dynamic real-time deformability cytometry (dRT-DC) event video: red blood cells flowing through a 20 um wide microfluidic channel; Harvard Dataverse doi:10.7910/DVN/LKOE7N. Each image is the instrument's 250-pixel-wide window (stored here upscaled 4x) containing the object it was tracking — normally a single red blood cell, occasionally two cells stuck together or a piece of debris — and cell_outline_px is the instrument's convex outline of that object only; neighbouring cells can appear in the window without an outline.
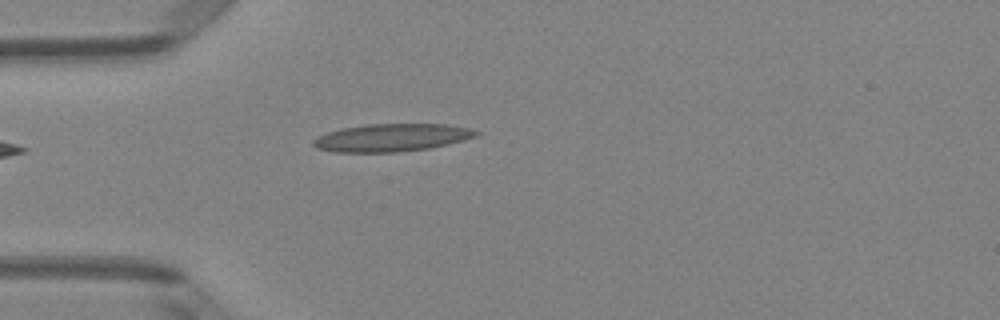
{"species": "Egyptian fruit bat (a non-hibernating species)", "species_latin": "Rousettus aegyptiacus", "temperature_condition": "room temperature", "stored_images_in_passage": 1, "camera_frame_rate_fps": 3000, "um_per_image_px": 0.085, "animal": {"sex": "female"}, "frame": {"image": 1, "passage_image": 1, "time_ms": 0.0, "image_size_px": [1000, 320], "cell_outline_px": [[480, 132], [476, 136], [464, 140], [448, 144], [428, 148], [396, 152], [336, 152], [316, 148], [312, 144], [312, 140], [328, 132], [340, 128], [368, 124], [448, 124], [468, 128]], "centroid_in_image_um": [33.28, 11.69], "position_along_channel_um": 51.7, "area_um2": 26.18}}